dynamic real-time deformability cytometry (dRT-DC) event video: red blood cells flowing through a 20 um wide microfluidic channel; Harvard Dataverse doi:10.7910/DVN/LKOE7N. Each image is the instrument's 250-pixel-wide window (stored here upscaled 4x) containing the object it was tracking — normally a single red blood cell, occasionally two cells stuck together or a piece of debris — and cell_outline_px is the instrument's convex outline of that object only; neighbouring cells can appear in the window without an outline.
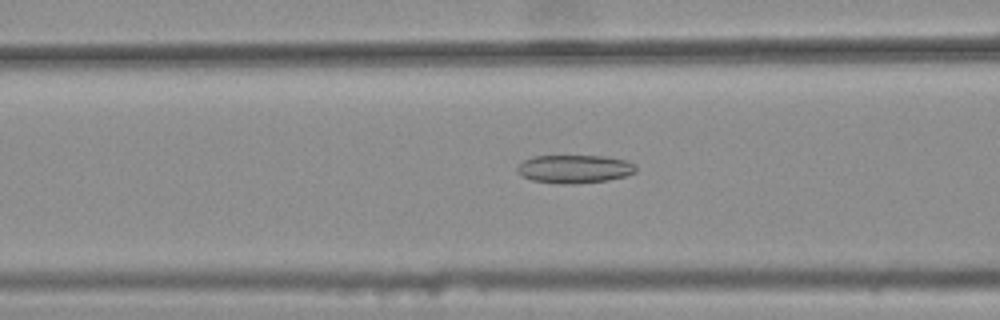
{"species": "common noctule bat (a hibernating species)", "species_latin": "Nyctalus noctula", "temperature_condition": "warm", "stored_images_in_passage": 47, "camera_frame_rate_fps": 3000, "um_per_image_px": 0.085, "animal": {"sex": "female", "body_mass_g": 25.1}, "frame": {"image": 1, "passage_image": 21, "time_ms": 6.667, "image_size_px": [1000, 320], "cell_outline_px": [[636, 172], [624, 176], [608, 180], [576, 184], [560, 184], [532, 180], [516, 172], [516, 168], [524, 160], [532, 156], [604, 156], [628, 160], [636, 164]], "centroid_in_image_um": [48.85, 14.36], "position_along_channel_um": 117.7, "area_um2": 19.65}}
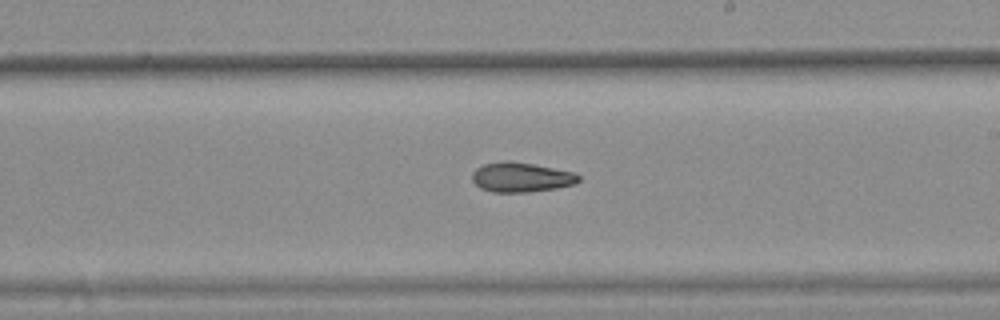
{"frame": {"image": 2, "passage_image": 31, "time_ms": 10.0, "image_size_px": [1000, 320], "cell_outline_px": [[580, 180], [576, 184], [556, 188], [528, 192], [492, 192], [480, 188], [472, 180], [472, 172], [476, 168], [484, 164], [504, 160], [508, 160], [532, 164], [576, 172], [580, 176]], "centroid_in_image_um": [44.31, 15.06], "position_along_channel_um": 244.7, "area_um2": 18.55}}
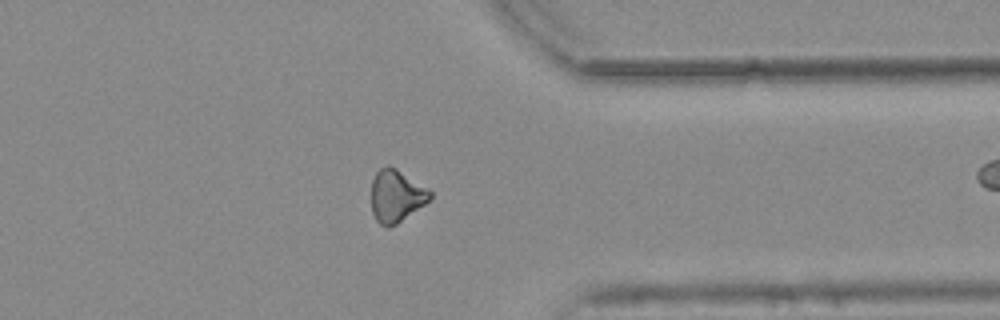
{"frame": {"image": 3, "passage_image": 42, "time_ms": 13.667, "image_size_px": [1000, 320], "cell_outline_px": [[432, 196], [424, 204], [396, 224], [388, 228], [380, 224], [376, 220], [372, 212], [372, 180], [376, 172], [380, 168], [388, 164], [396, 168], [428, 188], [432, 192]], "centroid_in_image_um": [33.66, 16.64], "position_along_channel_um": 377.7, "area_um2": 17.8}, "authors_computed_cell_mechanics": {"area_um2": 19.2474, "velocity_mm_per_s": 3.8143, "shape_relaxation_time_tau1_ms": null, "shape_relaxation_time_tau2_ms": 7.3927, "deformation_change_tau1": null, "deformation_change_tau2": 0.1633}}